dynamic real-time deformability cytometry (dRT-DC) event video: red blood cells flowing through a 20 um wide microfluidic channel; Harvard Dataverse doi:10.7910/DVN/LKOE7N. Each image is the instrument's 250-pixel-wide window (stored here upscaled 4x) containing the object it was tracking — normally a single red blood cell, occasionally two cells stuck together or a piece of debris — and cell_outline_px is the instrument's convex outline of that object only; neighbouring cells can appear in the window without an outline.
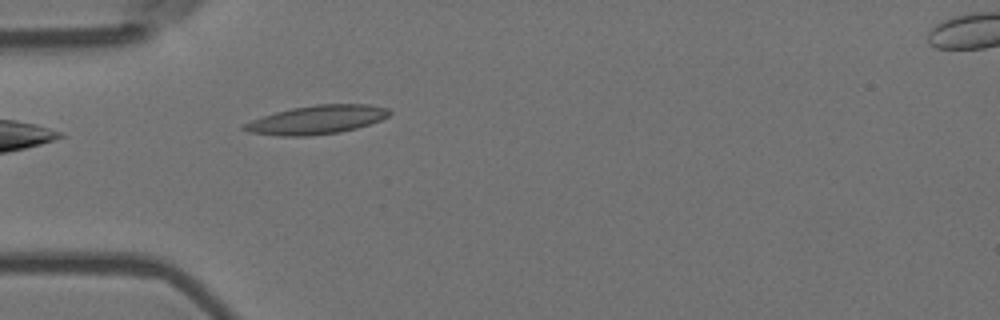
{"species": "Egyptian fruit bat (a non-hibernating species)", "species_latin": "Rousettus aegyptiacus", "temperature_condition": "room temperature", "stored_images_in_passage": 3, "camera_frame_rate_fps": 3000, "um_per_image_px": 0.085, "animal": {"sex": "female"}, "frame": {"image": 1, "passage_image": 2, "time_ms": 0.333, "image_size_px": [1000, 320], "cell_outline_px": [[392, 112], [388, 116], [380, 120], [356, 128], [340, 132], [308, 136], [280, 136], [248, 132], [240, 128], [244, 124], [252, 120], [276, 112], [292, 108], [316, 104], [368, 104], [388, 108]], "centroid_in_image_um": [26.93, 10.18], "position_along_channel_um": 58.1, "area_um2": 24.16}}